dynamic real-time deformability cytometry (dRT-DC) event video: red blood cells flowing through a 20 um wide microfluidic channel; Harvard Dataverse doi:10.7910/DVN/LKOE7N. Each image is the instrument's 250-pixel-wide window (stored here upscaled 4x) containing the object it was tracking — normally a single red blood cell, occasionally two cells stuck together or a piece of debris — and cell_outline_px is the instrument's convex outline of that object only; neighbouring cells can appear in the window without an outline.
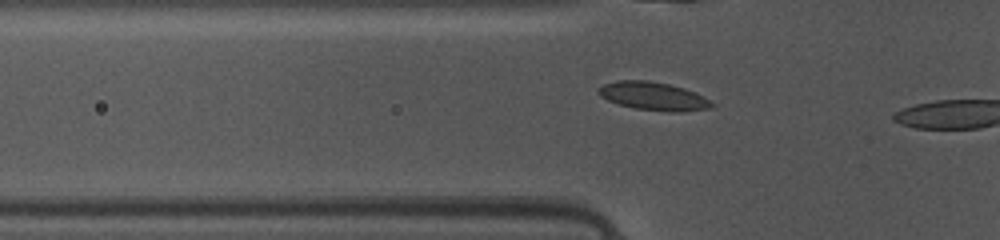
{"species": "common noctule bat (a hibernating species)", "species_latin": "Nyctalus noctula", "temperature_condition": "warm", "stored_images_in_passage": 13, "camera_frame_rate_fps": 3000, "um_per_image_px": 0.085, "animal": {"sex": "female", "body_mass_g": 10.0, "forearm_length_mm": 53.1}, "frame": {"image": 1, "passage_image": 10, "time_ms": 3.0, "image_size_px": [1000, 240], "cell_outline_px": [[716, 104], [712, 108], [680, 112], [668, 112], [636, 108], [620, 104], [608, 100], [600, 96], [596, 92], [596, 88], [604, 84], [616, 80], [648, 80], [668, 84], [684, 88], [704, 96]], "centroid_in_image_um": [55.54, 8.17], "position_along_channel_um": 70.3, "area_um2": 18.79}}